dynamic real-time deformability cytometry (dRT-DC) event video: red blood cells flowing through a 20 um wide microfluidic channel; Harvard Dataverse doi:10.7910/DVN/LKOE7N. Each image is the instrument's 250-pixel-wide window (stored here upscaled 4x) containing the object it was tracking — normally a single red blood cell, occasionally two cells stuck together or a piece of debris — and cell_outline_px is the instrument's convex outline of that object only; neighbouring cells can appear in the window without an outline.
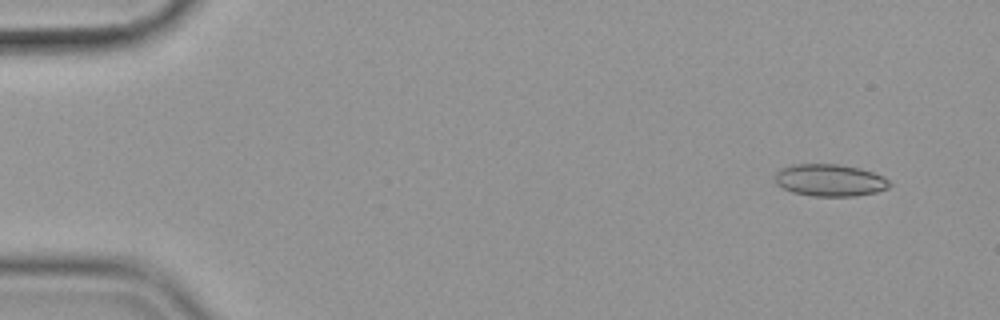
{"species": "common noctule bat (a hibernating species)", "species_latin": "Nyctalus noctula", "temperature_condition": "cold", "stored_images_in_passage": 13, "camera_frame_rate_fps": 3000, "um_per_image_px": 0.085, "animal": {"sex": "female", "body_mass_g": 19.9}, "frame": {"image": 1, "passage_image": 3, "time_ms": 0.667, "image_size_px": [1000, 320], "cell_outline_px": [[892, 184], [888, 188], [876, 192], [856, 196], [812, 196], [792, 192], [776, 184], [772, 176], [780, 168], [792, 164], [836, 164], [860, 168], [884, 176]], "centroid_in_image_um": [70.51, 15.31], "position_along_channel_um": 14.5, "area_um2": 21.68}}